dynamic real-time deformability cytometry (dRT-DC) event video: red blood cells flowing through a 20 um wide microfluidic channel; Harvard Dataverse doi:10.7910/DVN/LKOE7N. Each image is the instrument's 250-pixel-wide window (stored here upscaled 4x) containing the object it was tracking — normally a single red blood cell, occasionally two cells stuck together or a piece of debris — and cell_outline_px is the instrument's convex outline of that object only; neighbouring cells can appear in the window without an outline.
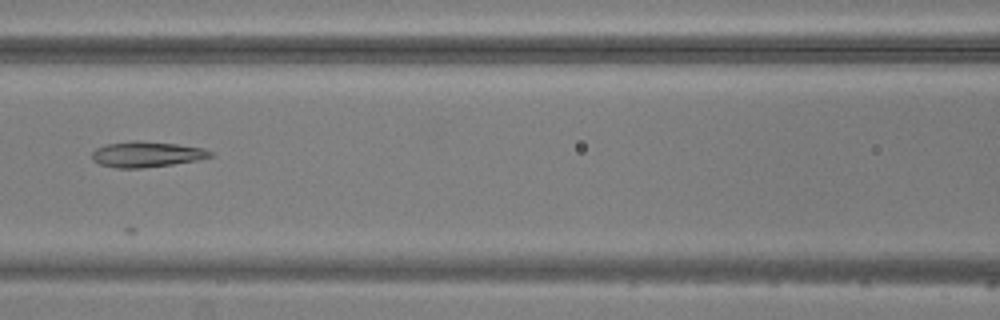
{"species": "common noctule bat (a hibernating species)", "species_latin": "Nyctalus noctula", "temperature_condition": "warm", "stored_images_in_passage": 5, "camera_frame_rate_fps": 3000, "um_per_image_px": 0.085, "animal": {"sex": "male", "body_mass_g": 20.5, "forearm_length_mm": 52.5}, "frame": {"image": 1, "passage_image": 4, "time_ms": 4.667, "image_size_px": [1000, 320], "cell_outline_px": [[212, 156], [196, 160], [172, 164], [140, 168], [116, 168], [100, 164], [92, 160], [92, 152], [96, 148], [104, 144], [132, 140], [136, 140], [176, 144], [204, 148], [212, 152]], "centroid_in_image_um": [12.41, 13.1], "position_along_channel_um": 154.2, "area_um2": 17.63}}
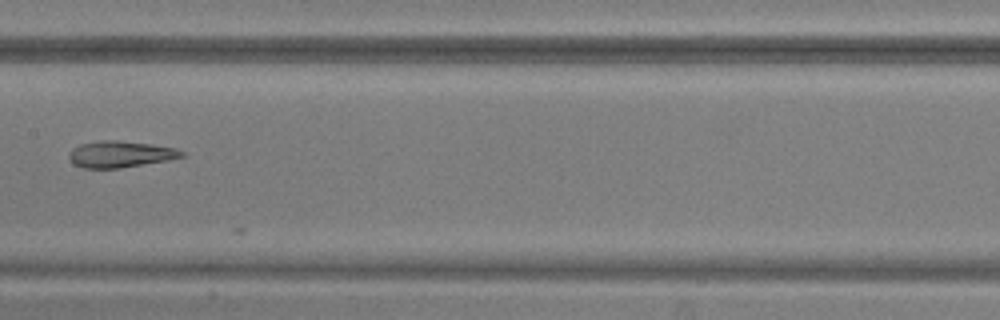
{"frame": {"image": 2, "passage_image": 5, "time_ms": 5.667, "image_size_px": [1000, 320], "cell_outline_px": [[184, 156], [168, 160], [120, 168], [84, 168], [72, 164], [68, 156], [68, 152], [72, 148], [80, 144], [104, 140], [120, 140], [176, 148], [184, 152]], "centroid_in_image_um": [10.18, 13.11], "position_along_channel_um": 197.2, "area_um2": 17.34}}